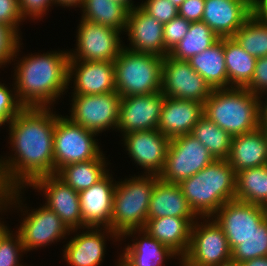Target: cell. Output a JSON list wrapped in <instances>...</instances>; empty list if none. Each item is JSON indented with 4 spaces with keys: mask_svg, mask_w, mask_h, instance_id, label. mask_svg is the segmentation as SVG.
Masks as SVG:
<instances>
[{
    "mask_svg": "<svg viewBox=\"0 0 267 266\" xmlns=\"http://www.w3.org/2000/svg\"><path fill=\"white\" fill-rule=\"evenodd\" d=\"M8 124L14 154L0 158V186L25 188L36 178L54 175L56 114L51 108L24 107Z\"/></svg>",
    "mask_w": 267,
    "mask_h": 266,
    "instance_id": "1",
    "label": "cell"
},
{
    "mask_svg": "<svg viewBox=\"0 0 267 266\" xmlns=\"http://www.w3.org/2000/svg\"><path fill=\"white\" fill-rule=\"evenodd\" d=\"M29 55L15 60L13 77L18 101L24 107H51L69 86V52Z\"/></svg>",
    "mask_w": 267,
    "mask_h": 266,
    "instance_id": "2",
    "label": "cell"
},
{
    "mask_svg": "<svg viewBox=\"0 0 267 266\" xmlns=\"http://www.w3.org/2000/svg\"><path fill=\"white\" fill-rule=\"evenodd\" d=\"M179 186L198 217H212L226 202L235 200L236 172L227 160H214Z\"/></svg>",
    "mask_w": 267,
    "mask_h": 266,
    "instance_id": "3",
    "label": "cell"
},
{
    "mask_svg": "<svg viewBox=\"0 0 267 266\" xmlns=\"http://www.w3.org/2000/svg\"><path fill=\"white\" fill-rule=\"evenodd\" d=\"M259 103L260 98L246 88L213 89L204 102V116L234 137L260 127Z\"/></svg>",
    "mask_w": 267,
    "mask_h": 266,
    "instance_id": "4",
    "label": "cell"
},
{
    "mask_svg": "<svg viewBox=\"0 0 267 266\" xmlns=\"http://www.w3.org/2000/svg\"><path fill=\"white\" fill-rule=\"evenodd\" d=\"M132 178V179H131ZM124 181H117L113 196L111 230L122 237L130 230L143 229L148 214L151 193L157 175H134Z\"/></svg>",
    "mask_w": 267,
    "mask_h": 266,
    "instance_id": "5",
    "label": "cell"
},
{
    "mask_svg": "<svg viewBox=\"0 0 267 266\" xmlns=\"http://www.w3.org/2000/svg\"><path fill=\"white\" fill-rule=\"evenodd\" d=\"M162 60L163 57L134 52L123 47L113 61L116 92L121 98L160 92Z\"/></svg>",
    "mask_w": 267,
    "mask_h": 266,
    "instance_id": "6",
    "label": "cell"
},
{
    "mask_svg": "<svg viewBox=\"0 0 267 266\" xmlns=\"http://www.w3.org/2000/svg\"><path fill=\"white\" fill-rule=\"evenodd\" d=\"M22 189H24V187L7 190L4 210H7L8 208L10 209V207L14 205L17 207L18 204V207H21V211L26 212L27 217L25 216L22 223L20 222V226L17 231L21 236L22 245L26 252L45 247L57 242L58 240L60 241L61 238L63 239L66 235H70V230L62 222L61 218L45 204L38 209H32L31 212L26 209L24 210L22 208V195H20L23 193L21 192Z\"/></svg>",
    "mask_w": 267,
    "mask_h": 266,
    "instance_id": "7",
    "label": "cell"
},
{
    "mask_svg": "<svg viewBox=\"0 0 267 266\" xmlns=\"http://www.w3.org/2000/svg\"><path fill=\"white\" fill-rule=\"evenodd\" d=\"M199 219L193 223L188 250L179 261L181 265L232 266L231 249L223 229L212 217H202L204 222Z\"/></svg>",
    "mask_w": 267,
    "mask_h": 266,
    "instance_id": "8",
    "label": "cell"
},
{
    "mask_svg": "<svg viewBox=\"0 0 267 266\" xmlns=\"http://www.w3.org/2000/svg\"><path fill=\"white\" fill-rule=\"evenodd\" d=\"M96 135L97 133L73 123L67 116L56 114L54 174L63 166L96 159L102 153Z\"/></svg>",
    "mask_w": 267,
    "mask_h": 266,
    "instance_id": "9",
    "label": "cell"
},
{
    "mask_svg": "<svg viewBox=\"0 0 267 266\" xmlns=\"http://www.w3.org/2000/svg\"><path fill=\"white\" fill-rule=\"evenodd\" d=\"M208 149L190 134L170 139L159 179L179 184L214 161Z\"/></svg>",
    "mask_w": 267,
    "mask_h": 266,
    "instance_id": "10",
    "label": "cell"
},
{
    "mask_svg": "<svg viewBox=\"0 0 267 266\" xmlns=\"http://www.w3.org/2000/svg\"><path fill=\"white\" fill-rule=\"evenodd\" d=\"M72 97L71 115L67 117L73 123L97 134L117 128L121 96L116 91Z\"/></svg>",
    "mask_w": 267,
    "mask_h": 266,
    "instance_id": "11",
    "label": "cell"
},
{
    "mask_svg": "<svg viewBox=\"0 0 267 266\" xmlns=\"http://www.w3.org/2000/svg\"><path fill=\"white\" fill-rule=\"evenodd\" d=\"M77 28V47L68 51L69 60L114 61L124 47L121 31L82 18Z\"/></svg>",
    "mask_w": 267,
    "mask_h": 266,
    "instance_id": "12",
    "label": "cell"
},
{
    "mask_svg": "<svg viewBox=\"0 0 267 266\" xmlns=\"http://www.w3.org/2000/svg\"><path fill=\"white\" fill-rule=\"evenodd\" d=\"M213 89L186 60L169 55L162 60L161 92L168 97L204 103Z\"/></svg>",
    "mask_w": 267,
    "mask_h": 266,
    "instance_id": "13",
    "label": "cell"
},
{
    "mask_svg": "<svg viewBox=\"0 0 267 266\" xmlns=\"http://www.w3.org/2000/svg\"><path fill=\"white\" fill-rule=\"evenodd\" d=\"M29 187L39 190L45 195V205L61 218L70 232L82 229L81 206L79 192L65 184L54 175L36 178Z\"/></svg>",
    "mask_w": 267,
    "mask_h": 266,
    "instance_id": "14",
    "label": "cell"
},
{
    "mask_svg": "<svg viewBox=\"0 0 267 266\" xmlns=\"http://www.w3.org/2000/svg\"><path fill=\"white\" fill-rule=\"evenodd\" d=\"M212 218L223 229L232 250L257 229L266 216L264 206L235 199L226 202Z\"/></svg>",
    "mask_w": 267,
    "mask_h": 266,
    "instance_id": "15",
    "label": "cell"
},
{
    "mask_svg": "<svg viewBox=\"0 0 267 266\" xmlns=\"http://www.w3.org/2000/svg\"><path fill=\"white\" fill-rule=\"evenodd\" d=\"M164 100L165 95L161 91L121 98L117 130L125 135L157 129Z\"/></svg>",
    "mask_w": 267,
    "mask_h": 266,
    "instance_id": "16",
    "label": "cell"
},
{
    "mask_svg": "<svg viewBox=\"0 0 267 266\" xmlns=\"http://www.w3.org/2000/svg\"><path fill=\"white\" fill-rule=\"evenodd\" d=\"M129 157L145 174L159 175L166 161L170 139L158 129L134 131L122 135Z\"/></svg>",
    "mask_w": 267,
    "mask_h": 266,
    "instance_id": "17",
    "label": "cell"
},
{
    "mask_svg": "<svg viewBox=\"0 0 267 266\" xmlns=\"http://www.w3.org/2000/svg\"><path fill=\"white\" fill-rule=\"evenodd\" d=\"M109 173L90 188L79 192L83 230L86 227L111 229L116 181L114 183Z\"/></svg>",
    "mask_w": 267,
    "mask_h": 266,
    "instance_id": "18",
    "label": "cell"
},
{
    "mask_svg": "<svg viewBox=\"0 0 267 266\" xmlns=\"http://www.w3.org/2000/svg\"><path fill=\"white\" fill-rule=\"evenodd\" d=\"M125 32H128L130 41L129 47L124 46L125 48L159 57L169 54L164 47V24L146 13L140 6L129 10Z\"/></svg>",
    "mask_w": 267,
    "mask_h": 266,
    "instance_id": "19",
    "label": "cell"
},
{
    "mask_svg": "<svg viewBox=\"0 0 267 266\" xmlns=\"http://www.w3.org/2000/svg\"><path fill=\"white\" fill-rule=\"evenodd\" d=\"M68 76L69 83L74 78L73 95H97L116 91L113 61L69 60Z\"/></svg>",
    "mask_w": 267,
    "mask_h": 266,
    "instance_id": "20",
    "label": "cell"
},
{
    "mask_svg": "<svg viewBox=\"0 0 267 266\" xmlns=\"http://www.w3.org/2000/svg\"><path fill=\"white\" fill-rule=\"evenodd\" d=\"M252 0H205L202 21L219 38L233 37L252 15Z\"/></svg>",
    "mask_w": 267,
    "mask_h": 266,
    "instance_id": "21",
    "label": "cell"
},
{
    "mask_svg": "<svg viewBox=\"0 0 267 266\" xmlns=\"http://www.w3.org/2000/svg\"><path fill=\"white\" fill-rule=\"evenodd\" d=\"M86 231L76 234L65 245L63 259L71 266H99L106 252V236L121 238L110 228L86 227ZM105 229V230H104ZM102 230H104L102 232ZM106 231V233H105ZM105 233V234H104ZM106 235V236H105ZM106 239V240H105Z\"/></svg>",
    "mask_w": 267,
    "mask_h": 266,
    "instance_id": "22",
    "label": "cell"
},
{
    "mask_svg": "<svg viewBox=\"0 0 267 266\" xmlns=\"http://www.w3.org/2000/svg\"><path fill=\"white\" fill-rule=\"evenodd\" d=\"M204 116V103L165 96L157 129L169 139L190 134Z\"/></svg>",
    "mask_w": 267,
    "mask_h": 266,
    "instance_id": "23",
    "label": "cell"
},
{
    "mask_svg": "<svg viewBox=\"0 0 267 266\" xmlns=\"http://www.w3.org/2000/svg\"><path fill=\"white\" fill-rule=\"evenodd\" d=\"M138 233L136 240H134L133 244L127 245L123 250L124 253L119 257V262L123 266H162L164 260L170 258H176L178 256L175 252H173L168 246H165L152 236H150L143 229L140 230H130L126 232L122 237L127 238L128 236L134 237L133 234ZM125 236V237H124ZM127 236V237H126ZM136 241V242H135Z\"/></svg>",
    "mask_w": 267,
    "mask_h": 266,
    "instance_id": "24",
    "label": "cell"
},
{
    "mask_svg": "<svg viewBox=\"0 0 267 266\" xmlns=\"http://www.w3.org/2000/svg\"><path fill=\"white\" fill-rule=\"evenodd\" d=\"M235 172L246 168L267 165V130H257L232 138L231 150L226 159Z\"/></svg>",
    "mask_w": 267,
    "mask_h": 266,
    "instance_id": "25",
    "label": "cell"
},
{
    "mask_svg": "<svg viewBox=\"0 0 267 266\" xmlns=\"http://www.w3.org/2000/svg\"><path fill=\"white\" fill-rule=\"evenodd\" d=\"M162 217L199 218L191 209L179 184L158 179L151 193L147 219Z\"/></svg>",
    "mask_w": 267,
    "mask_h": 266,
    "instance_id": "26",
    "label": "cell"
},
{
    "mask_svg": "<svg viewBox=\"0 0 267 266\" xmlns=\"http://www.w3.org/2000/svg\"><path fill=\"white\" fill-rule=\"evenodd\" d=\"M197 219L178 217L147 219L143 230L165 246H168L178 255L181 261L188 250L191 229Z\"/></svg>",
    "mask_w": 267,
    "mask_h": 266,
    "instance_id": "27",
    "label": "cell"
},
{
    "mask_svg": "<svg viewBox=\"0 0 267 266\" xmlns=\"http://www.w3.org/2000/svg\"><path fill=\"white\" fill-rule=\"evenodd\" d=\"M190 66L210 85L212 89L228 88L225 66L224 38L210 48L187 60Z\"/></svg>",
    "mask_w": 267,
    "mask_h": 266,
    "instance_id": "28",
    "label": "cell"
},
{
    "mask_svg": "<svg viewBox=\"0 0 267 266\" xmlns=\"http://www.w3.org/2000/svg\"><path fill=\"white\" fill-rule=\"evenodd\" d=\"M228 88H245L254 74L257 58L247 53L233 37L224 38Z\"/></svg>",
    "mask_w": 267,
    "mask_h": 266,
    "instance_id": "29",
    "label": "cell"
},
{
    "mask_svg": "<svg viewBox=\"0 0 267 266\" xmlns=\"http://www.w3.org/2000/svg\"><path fill=\"white\" fill-rule=\"evenodd\" d=\"M103 155L101 153L96 159L63 166L55 175L77 192L88 189L109 172Z\"/></svg>",
    "mask_w": 267,
    "mask_h": 266,
    "instance_id": "30",
    "label": "cell"
},
{
    "mask_svg": "<svg viewBox=\"0 0 267 266\" xmlns=\"http://www.w3.org/2000/svg\"><path fill=\"white\" fill-rule=\"evenodd\" d=\"M82 19L118 31L126 30L129 9L115 0H84Z\"/></svg>",
    "mask_w": 267,
    "mask_h": 266,
    "instance_id": "31",
    "label": "cell"
},
{
    "mask_svg": "<svg viewBox=\"0 0 267 266\" xmlns=\"http://www.w3.org/2000/svg\"><path fill=\"white\" fill-rule=\"evenodd\" d=\"M235 199L251 204H267V165L236 173Z\"/></svg>",
    "mask_w": 267,
    "mask_h": 266,
    "instance_id": "32",
    "label": "cell"
},
{
    "mask_svg": "<svg viewBox=\"0 0 267 266\" xmlns=\"http://www.w3.org/2000/svg\"><path fill=\"white\" fill-rule=\"evenodd\" d=\"M219 39L204 21L191 22L188 33L168 55L177 60L187 61L192 56L210 48Z\"/></svg>",
    "mask_w": 267,
    "mask_h": 266,
    "instance_id": "33",
    "label": "cell"
},
{
    "mask_svg": "<svg viewBox=\"0 0 267 266\" xmlns=\"http://www.w3.org/2000/svg\"><path fill=\"white\" fill-rule=\"evenodd\" d=\"M190 135L203 144L215 160H226L231 150L232 136L203 116Z\"/></svg>",
    "mask_w": 267,
    "mask_h": 266,
    "instance_id": "34",
    "label": "cell"
},
{
    "mask_svg": "<svg viewBox=\"0 0 267 266\" xmlns=\"http://www.w3.org/2000/svg\"><path fill=\"white\" fill-rule=\"evenodd\" d=\"M233 38L253 57L267 56V22L260 21L251 15Z\"/></svg>",
    "mask_w": 267,
    "mask_h": 266,
    "instance_id": "35",
    "label": "cell"
},
{
    "mask_svg": "<svg viewBox=\"0 0 267 266\" xmlns=\"http://www.w3.org/2000/svg\"><path fill=\"white\" fill-rule=\"evenodd\" d=\"M263 256H267L266 218L241 244L231 250L232 266Z\"/></svg>",
    "mask_w": 267,
    "mask_h": 266,
    "instance_id": "36",
    "label": "cell"
},
{
    "mask_svg": "<svg viewBox=\"0 0 267 266\" xmlns=\"http://www.w3.org/2000/svg\"><path fill=\"white\" fill-rule=\"evenodd\" d=\"M9 231L0 242V266H25L19 262L21 253H26L20 234ZM15 236V237H14Z\"/></svg>",
    "mask_w": 267,
    "mask_h": 266,
    "instance_id": "37",
    "label": "cell"
},
{
    "mask_svg": "<svg viewBox=\"0 0 267 266\" xmlns=\"http://www.w3.org/2000/svg\"><path fill=\"white\" fill-rule=\"evenodd\" d=\"M20 37L11 27L0 23V67L17 58L22 45Z\"/></svg>",
    "mask_w": 267,
    "mask_h": 266,
    "instance_id": "38",
    "label": "cell"
},
{
    "mask_svg": "<svg viewBox=\"0 0 267 266\" xmlns=\"http://www.w3.org/2000/svg\"><path fill=\"white\" fill-rule=\"evenodd\" d=\"M14 87L13 92L0 82V126L8 124L24 108L18 101Z\"/></svg>",
    "mask_w": 267,
    "mask_h": 266,
    "instance_id": "39",
    "label": "cell"
},
{
    "mask_svg": "<svg viewBox=\"0 0 267 266\" xmlns=\"http://www.w3.org/2000/svg\"><path fill=\"white\" fill-rule=\"evenodd\" d=\"M139 6L162 24L170 22L178 15V8L170 0H146Z\"/></svg>",
    "mask_w": 267,
    "mask_h": 266,
    "instance_id": "40",
    "label": "cell"
},
{
    "mask_svg": "<svg viewBox=\"0 0 267 266\" xmlns=\"http://www.w3.org/2000/svg\"><path fill=\"white\" fill-rule=\"evenodd\" d=\"M191 22L177 15L164 24V47L170 52L188 33Z\"/></svg>",
    "mask_w": 267,
    "mask_h": 266,
    "instance_id": "41",
    "label": "cell"
},
{
    "mask_svg": "<svg viewBox=\"0 0 267 266\" xmlns=\"http://www.w3.org/2000/svg\"><path fill=\"white\" fill-rule=\"evenodd\" d=\"M25 20L20 12L18 0H0V23L11 27L19 36V24Z\"/></svg>",
    "mask_w": 267,
    "mask_h": 266,
    "instance_id": "42",
    "label": "cell"
},
{
    "mask_svg": "<svg viewBox=\"0 0 267 266\" xmlns=\"http://www.w3.org/2000/svg\"><path fill=\"white\" fill-rule=\"evenodd\" d=\"M245 88L259 98L267 93V56L257 58L253 77Z\"/></svg>",
    "mask_w": 267,
    "mask_h": 266,
    "instance_id": "43",
    "label": "cell"
},
{
    "mask_svg": "<svg viewBox=\"0 0 267 266\" xmlns=\"http://www.w3.org/2000/svg\"><path fill=\"white\" fill-rule=\"evenodd\" d=\"M19 9L26 20L28 17L32 20L41 19L46 14L49 6H53L54 0H18Z\"/></svg>",
    "mask_w": 267,
    "mask_h": 266,
    "instance_id": "44",
    "label": "cell"
},
{
    "mask_svg": "<svg viewBox=\"0 0 267 266\" xmlns=\"http://www.w3.org/2000/svg\"><path fill=\"white\" fill-rule=\"evenodd\" d=\"M205 9V0H185L178 8V15L189 22L202 20Z\"/></svg>",
    "mask_w": 267,
    "mask_h": 266,
    "instance_id": "45",
    "label": "cell"
},
{
    "mask_svg": "<svg viewBox=\"0 0 267 266\" xmlns=\"http://www.w3.org/2000/svg\"><path fill=\"white\" fill-rule=\"evenodd\" d=\"M252 15L263 22H267V0H252Z\"/></svg>",
    "mask_w": 267,
    "mask_h": 266,
    "instance_id": "46",
    "label": "cell"
},
{
    "mask_svg": "<svg viewBox=\"0 0 267 266\" xmlns=\"http://www.w3.org/2000/svg\"><path fill=\"white\" fill-rule=\"evenodd\" d=\"M267 94V93H266ZM266 101H262L260 99L259 103V126L262 129H267V99Z\"/></svg>",
    "mask_w": 267,
    "mask_h": 266,
    "instance_id": "47",
    "label": "cell"
},
{
    "mask_svg": "<svg viewBox=\"0 0 267 266\" xmlns=\"http://www.w3.org/2000/svg\"><path fill=\"white\" fill-rule=\"evenodd\" d=\"M237 266H267V256L247 260L238 264Z\"/></svg>",
    "mask_w": 267,
    "mask_h": 266,
    "instance_id": "48",
    "label": "cell"
},
{
    "mask_svg": "<svg viewBox=\"0 0 267 266\" xmlns=\"http://www.w3.org/2000/svg\"><path fill=\"white\" fill-rule=\"evenodd\" d=\"M84 0H54L55 5L62 6L63 8L65 7H81L83 4Z\"/></svg>",
    "mask_w": 267,
    "mask_h": 266,
    "instance_id": "49",
    "label": "cell"
},
{
    "mask_svg": "<svg viewBox=\"0 0 267 266\" xmlns=\"http://www.w3.org/2000/svg\"><path fill=\"white\" fill-rule=\"evenodd\" d=\"M7 190L0 186V212L4 211V202Z\"/></svg>",
    "mask_w": 267,
    "mask_h": 266,
    "instance_id": "50",
    "label": "cell"
},
{
    "mask_svg": "<svg viewBox=\"0 0 267 266\" xmlns=\"http://www.w3.org/2000/svg\"><path fill=\"white\" fill-rule=\"evenodd\" d=\"M115 1H118L120 2L121 4H123L124 6H126L129 10H132L134 8H137L138 5H134L133 1L132 0H115Z\"/></svg>",
    "mask_w": 267,
    "mask_h": 266,
    "instance_id": "51",
    "label": "cell"
},
{
    "mask_svg": "<svg viewBox=\"0 0 267 266\" xmlns=\"http://www.w3.org/2000/svg\"><path fill=\"white\" fill-rule=\"evenodd\" d=\"M10 230L8 229V226H6L4 224V222L2 223L0 220V242L1 239L9 232Z\"/></svg>",
    "mask_w": 267,
    "mask_h": 266,
    "instance_id": "52",
    "label": "cell"
},
{
    "mask_svg": "<svg viewBox=\"0 0 267 266\" xmlns=\"http://www.w3.org/2000/svg\"><path fill=\"white\" fill-rule=\"evenodd\" d=\"M177 8L180 7V5L185 1V0H170Z\"/></svg>",
    "mask_w": 267,
    "mask_h": 266,
    "instance_id": "53",
    "label": "cell"
},
{
    "mask_svg": "<svg viewBox=\"0 0 267 266\" xmlns=\"http://www.w3.org/2000/svg\"><path fill=\"white\" fill-rule=\"evenodd\" d=\"M264 209H265V216H266V219H267V204L264 206Z\"/></svg>",
    "mask_w": 267,
    "mask_h": 266,
    "instance_id": "54",
    "label": "cell"
},
{
    "mask_svg": "<svg viewBox=\"0 0 267 266\" xmlns=\"http://www.w3.org/2000/svg\"><path fill=\"white\" fill-rule=\"evenodd\" d=\"M117 266H123L120 262H119V259H118V262H117Z\"/></svg>",
    "mask_w": 267,
    "mask_h": 266,
    "instance_id": "55",
    "label": "cell"
}]
</instances>
